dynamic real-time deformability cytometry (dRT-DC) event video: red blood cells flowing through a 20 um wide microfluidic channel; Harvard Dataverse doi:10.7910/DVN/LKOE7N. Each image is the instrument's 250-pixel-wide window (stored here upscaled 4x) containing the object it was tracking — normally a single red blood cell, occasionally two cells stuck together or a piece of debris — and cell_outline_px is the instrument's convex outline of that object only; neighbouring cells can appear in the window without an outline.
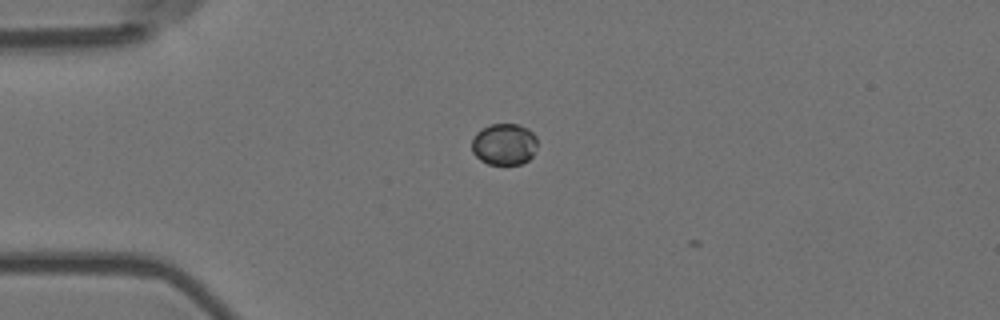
{"species": "Egyptian fruit bat (a non-hibernating species)", "species_latin": "Rousettus aegyptiacus", "temperature_condition": "room temperature", "stored_images_in_passage": 2, "camera_frame_rate_fps": 3000, "um_per_image_px": 0.085, "animal": {"sex": "female"}, "frame": {"image": 1, "passage_image": 1, "time_ms": 0.0, "image_size_px": [1000, 320], "cell_outline_px": [[536, 148], [532, 156], [528, 160], [520, 164], [488, 164], [480, 160], [472, 152], [472, 140], [476, 132], [492, 124], [516, 124], [528, 128], [536, 136]], "centroid_in_image_um": [42.85, 12.26], "position_along_channel_um": 42.1, "area_um2": 15.84}}